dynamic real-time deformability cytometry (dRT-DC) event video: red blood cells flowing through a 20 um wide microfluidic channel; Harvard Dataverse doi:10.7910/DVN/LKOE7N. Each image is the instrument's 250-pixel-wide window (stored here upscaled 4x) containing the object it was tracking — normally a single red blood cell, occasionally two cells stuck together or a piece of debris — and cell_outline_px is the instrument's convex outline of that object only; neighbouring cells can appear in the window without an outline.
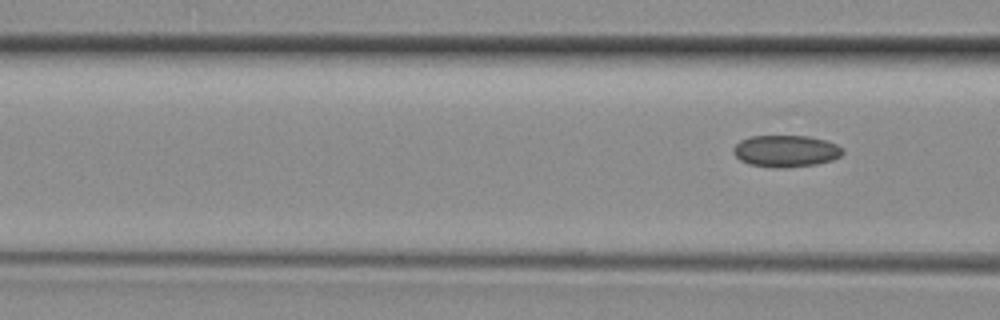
{"species": "common noctule bat (a hibernating species)", "species_latin": "Nyctalus noctula", "temperature_condition": "room temperature", "stored_images_in_passage": 4, "camera_frame_rate_fps": 3000, "um_per_image_px": 0.085, "animal": {"sex": "female", "body_mass_g": 29.2, "forearm_length_mm": 56.3}, "frame": {"image": 1, "passage_image": 4, "time_ms": 1.0, "image_size_px": [1000, 320], "cell_outline_px": [[844, 152], [840, 156], [832, 160], [816, 164], [784, 168], [776, 168], [748, 164], [740, 160], [732, 152], [732, 148], [740, 140], [752, 136], [808, 136], [824, 140], [836, 144], [844, 148]], "centroid_in_image_um": [66.78, 12.84], "position_along_channel_um": 99.8, "area_um2": 20.35}}